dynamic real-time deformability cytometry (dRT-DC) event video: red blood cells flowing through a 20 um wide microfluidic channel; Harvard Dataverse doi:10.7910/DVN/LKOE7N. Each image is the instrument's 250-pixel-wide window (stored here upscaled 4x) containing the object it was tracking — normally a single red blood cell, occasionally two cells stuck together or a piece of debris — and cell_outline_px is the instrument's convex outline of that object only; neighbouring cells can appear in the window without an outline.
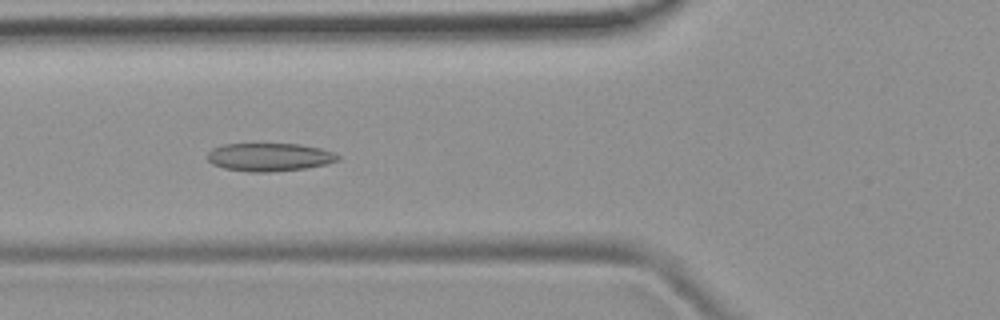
{"species": "common noctule bat (a hibernating species)", "species_latin": "Nyctalus noctula", "temperature_condition": "room temperature", "stored_images_in_passage": 43, "camera_frame_rate_fps": 3000, "um_per_image_px": 0.085, "animal": {"sex": "female", "body_mass_g": 19.9}, "frame": {"image": 1, "passage_image": 16, "time_ms": 5.0, "image_size_px": [1000, 320], "cell_outline_px": [[340, 160], [324, 164], [304, 168], [268, 172], [248, 172], [224, 168], [212, 164], [208, 160], [208, 152], [212, 148], [224, 144], [300, 144], [320, 148], [336, 152], [340, 156]], "centroid_in_image_um": [22.9, 13.35], "position_along_channel_um": 102.9, "area_um2": 21.39}}
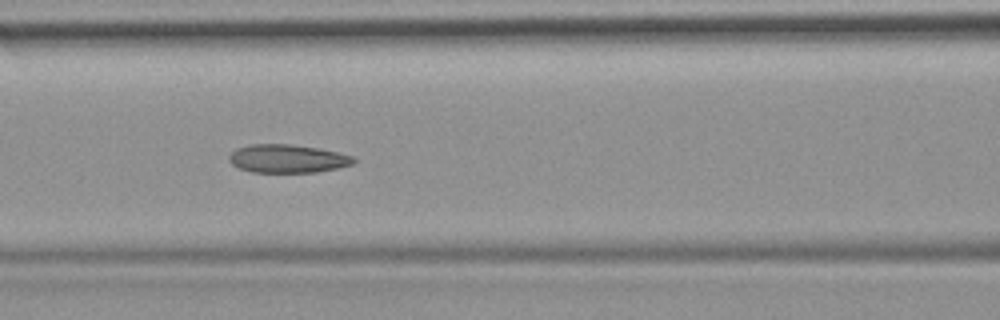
{"frame": {"image": 2, "passage_image": 19, "time_ms": 6.0, "image_size_px": [1000, 320], "cell_outline_px": [[356, 160], [352, 164], [336, 168], [316, 172], [252, 172], [240, 168], [232, 164], [228, 160], [228, 156], [236, 148], [252, 144], [288, 144], [316, 148], [336, 152], [352, 156]], "centroid_in_image_um": [24.39, 13.48], "position_along_channel_um": 142.2, "area_um2": 20.29}}
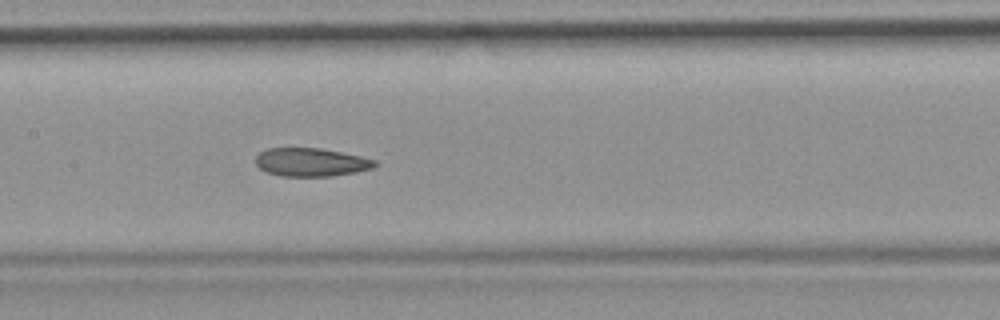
{"frame": {"image": 3, "passage_image": 22, "time_ms": 7.0, "image_size_px": [1000, 320], "cell_outline_px": [[380, 164], [372, 168], [356, 172], [332, 176], [280, 176], [268, 172], [260, 168], [256, 164], [256, 156], [260, 152], [268, 148], [320, 148], [360, 156], [376, 160]], "centroid_in_image_um": [26.46, 13.79], "position_along_channel_um": 180.9, "area_um2": 19.65}, "authors_computed_cell_mechanics": {"area_um2": 22.253, "velocity_mm_per_s": 3.9079, "shape_relaxation_time_tau1_ms": null, "shape_relaxation_time_tau2_ms": 3.5526, "deformation_change_tau1": null, "deformation_change_tau2": 0.0943}}